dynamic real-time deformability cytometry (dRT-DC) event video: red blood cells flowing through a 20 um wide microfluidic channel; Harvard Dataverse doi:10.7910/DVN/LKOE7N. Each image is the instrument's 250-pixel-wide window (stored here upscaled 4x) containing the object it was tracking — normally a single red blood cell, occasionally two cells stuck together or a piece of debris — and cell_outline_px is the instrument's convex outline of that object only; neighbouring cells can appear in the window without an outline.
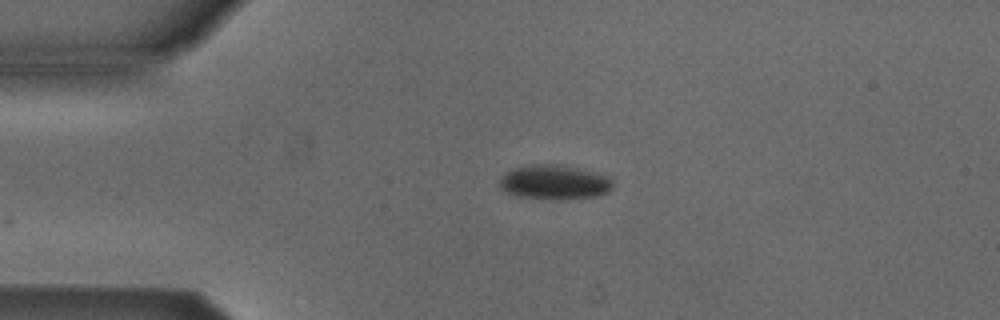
{"species": "Egyptian fruit bat (a non-hibernating species)", "species_latin": "Rousettus aegyptiacus", "temperature_condition": "cold", "stored_images_in_passage": 4, "camera_frame_rate_fps": 3000, "um_per_image_px": 0.085, "animal": {"sex": "male"}, "frame": {"image": 1, "passage_image": 1, "time_ms": 0.0, "image_size_px": [1000, 320], "cell_outline_px": [[612, 188], [608, 192], [596, 196], [556, 200], [516, 196], [500, 188], [500, 176], [512, 168], [532, 164], [560, 164], [608, 176], [612, 180]], "centroid_in_image_um": [47.09, 15.49], "position_along_channel_um": 37.9, "area_um2": 22.77}}